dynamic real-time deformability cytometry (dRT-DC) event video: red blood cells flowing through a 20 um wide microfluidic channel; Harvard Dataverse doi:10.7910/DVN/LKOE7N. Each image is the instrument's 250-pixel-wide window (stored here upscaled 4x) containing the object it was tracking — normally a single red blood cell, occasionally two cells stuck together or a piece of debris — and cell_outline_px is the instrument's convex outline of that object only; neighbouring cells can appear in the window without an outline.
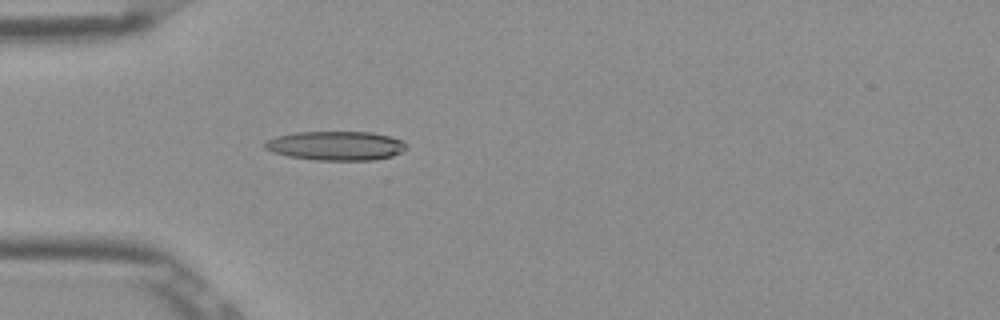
{"species": "Egyptian fruit bat (a non-hibernating species)", "species_latin": "Rousettus aegyptiacus", "temperature_condition": "room temperature", "stored_images_in_passage": 51, "camera_frame_rate_fps": 3000, "um_per_image_px": 0.085, "frame": {"image": 1, "passage_image": 15, "time_ms": 4.667, "image_size_px": [1000, 320], "cell_outline_px": [[408, 148], [392, 156], [372, 160], [316, 160], [288, 156], [272, 152], [264, 148], [264, 144], [268, 140], [276, 136], [296, 132], [372, 132], [404, 140]], "centroid_in_image_um": [28.56, 12.38], "position_along_channel_um": 56.4, "area_um2": 24.04}}
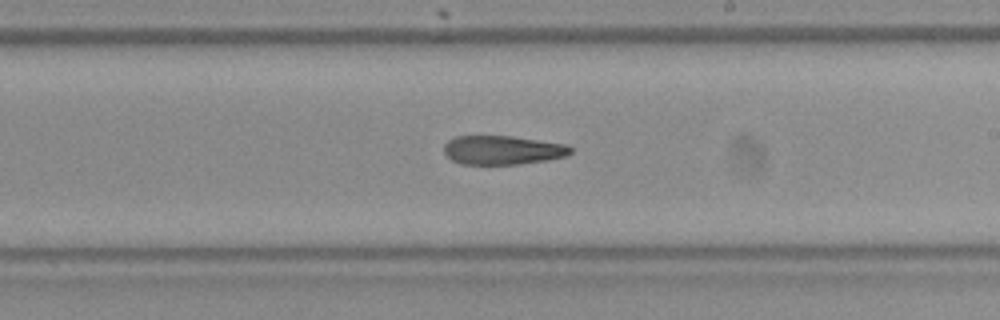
{"frame": {"image": 2, "passage_image": 30, "time_ms": 9.667, "image_size_px": [1000, 320], "cell_outline_px": [[572, 152], [568, 156], [548, 160], [520, 164], [460, 164], [452, 160], [444, 152], [444, 144], [448, 140], [456, 136], [512, 136], [568, 144], [572, 148]], "centroid_in_image_um": [42.75, 12.75], "position_along_channel_um": 246.2, "area_um2": 21.56}}
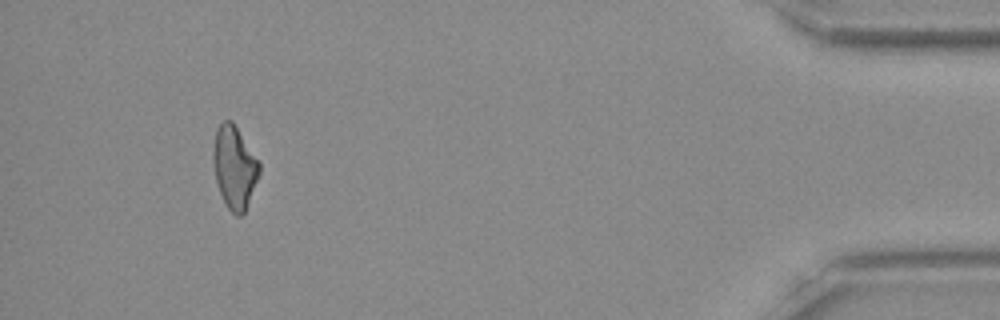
{"frame": {"image": 3, "passage_image": 48, "time_ms": 15.667, "image_size_px": [1000, 320], "cell_outline_px": [[260, 172], [244, 212], [240, 216], [236, 216], [228, 208], [220, 192], [216, 180], [212, 156], [212, 152], [216, 128], [224, 120], [232, 120], [260, 164]], "centroid_in_image_um": [19.9, 14.19], "position_along_channel_um": 415.3, "area_um2": 21.79}}